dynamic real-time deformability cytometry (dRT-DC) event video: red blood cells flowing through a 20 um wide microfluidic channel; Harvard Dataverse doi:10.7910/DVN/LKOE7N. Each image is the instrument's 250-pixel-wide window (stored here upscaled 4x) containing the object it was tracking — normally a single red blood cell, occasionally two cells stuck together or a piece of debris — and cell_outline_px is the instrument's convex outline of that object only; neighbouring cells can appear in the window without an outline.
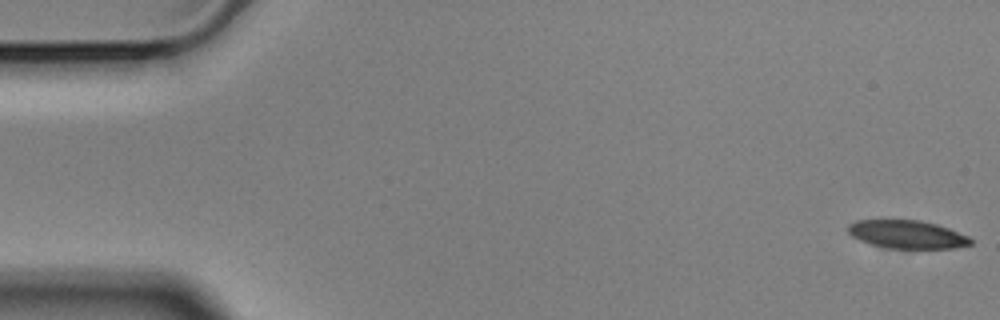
{"species": "Egyptian fruit bat (a non-hibernating species)", "species_latin": "Rousettus aegyptiacus", "temperature_condition": "cold", "stored_images_in_passage": 9, "camera_frame_rate_fps": 3000, "um_per_image_px": 0.085, "animal": {"sex": "male"}, "frame": {"image": 1, "passage_image": 1, "time_ms": 0.0, "image_size_px": [1000, 320], "cell_outline_px": [[972, 244], [952, 248], [888, 248], [872, 244], [860, 240], [852, 236], [848, 232], [848, 224], [856, 220], [884, 216], [920, 220], [936, 224], [948, 228], [968, 236], [972, 240]], "centroid_in_image_um": [77.01, 19.86], "position_along_channel_um": 8.0, "area_um2": 20.87}}